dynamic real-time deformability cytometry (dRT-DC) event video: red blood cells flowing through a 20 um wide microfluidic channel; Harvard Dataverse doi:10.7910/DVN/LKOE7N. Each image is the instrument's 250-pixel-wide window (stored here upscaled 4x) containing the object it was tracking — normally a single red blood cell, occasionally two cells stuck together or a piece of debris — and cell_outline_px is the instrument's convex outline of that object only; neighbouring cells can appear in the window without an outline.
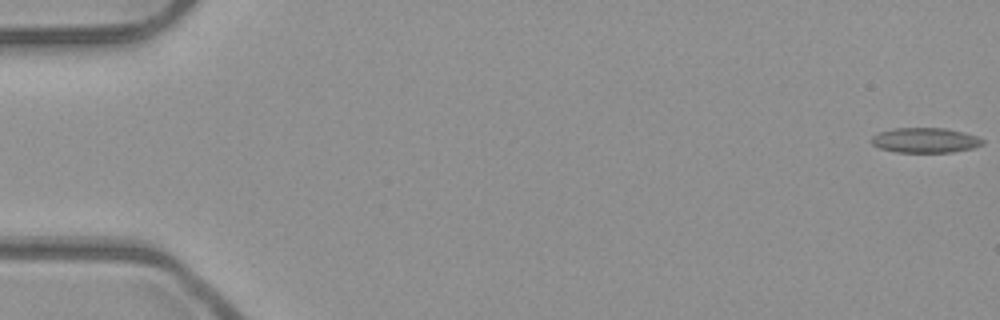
{"species": "common noctule bat (a hibernating species)", "species_latin": "Nyctalus noctula", "temperature_condition": "room temperature", "stored_images_in_passage": 6, "camera_frame_rate_fps": 3000, "um_per_image_px": 0.085, "animal": {"sex": "male", "body_mass_g": 23.1, "forearm_length_mm": 52.7}, "frame": {"image": 1, "passage_image": 1, "time_ms": 0.0, "image_size_px": [1000, 320], "cell_outline_px": [[984, 144], [972, 148], [952, 152], [896, 152], [880, 148], [872, 144], [872, 136], [880, 132], [892, 128], [944, 128], [964, 132], [976, 136], [984, 140]], "centroid_in_image_um": [78.65, 11.92], "position_along_channel_um": 6.4, "area_um2": 16.13}}
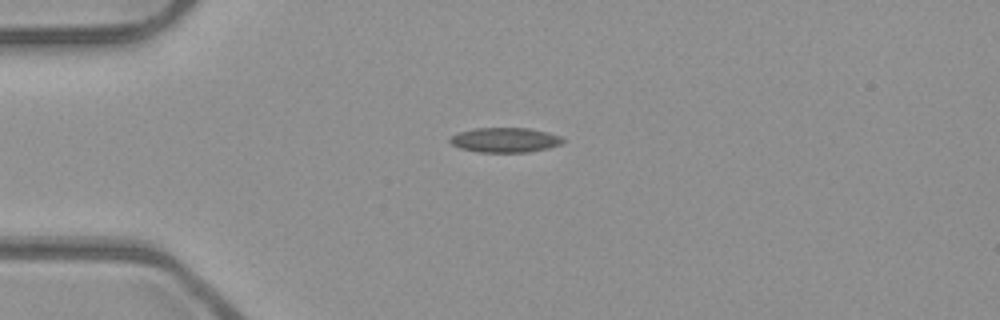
{"frame": {"image": 2, "passage_image": 4, "time_ms": 1.0, "image_size_px": [1000, 320], "cell_outline_px": [[564, 140], [560, 144], [548, 148], [528, 152], [476, 152], [460, 148], [452, 144], [448, 140], [452, 136], [460, 132], [476, 128], [528, 128], [548, 132], [560, 136]], "centroid_in_image_um": [42.92, 11.9], "position_along_channel_um": 42.1, "area_um2": 16.18}}
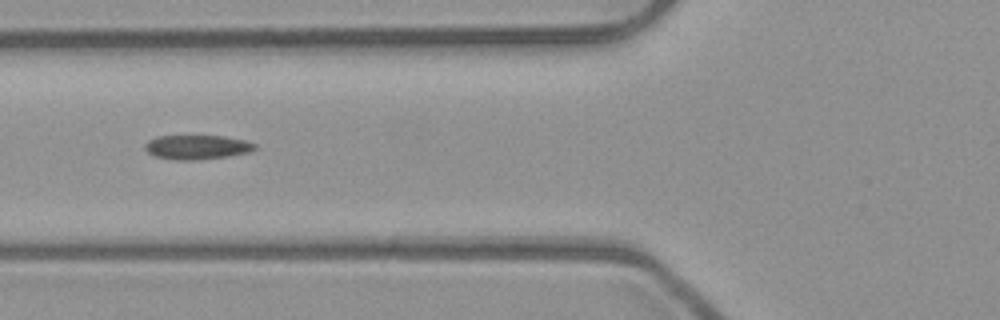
{"frame": {"image": 3, "passage_image": 6, "time_ms": 1.667, "image_size_px": [1000, 320], "cell_outline_px": [[256, 148], [248, 152], [228, 156], [196, 160], [176, 160], [156, 156], [148, 152], [144, 148], [144, 144], [148, 140], [156, 136], [224, 136], [244, 140], [256, 144]], "centroid_in_image_um": [16.72, 12.5], "position_along_channel_um": 109.1, "area_um2": 15.49}}